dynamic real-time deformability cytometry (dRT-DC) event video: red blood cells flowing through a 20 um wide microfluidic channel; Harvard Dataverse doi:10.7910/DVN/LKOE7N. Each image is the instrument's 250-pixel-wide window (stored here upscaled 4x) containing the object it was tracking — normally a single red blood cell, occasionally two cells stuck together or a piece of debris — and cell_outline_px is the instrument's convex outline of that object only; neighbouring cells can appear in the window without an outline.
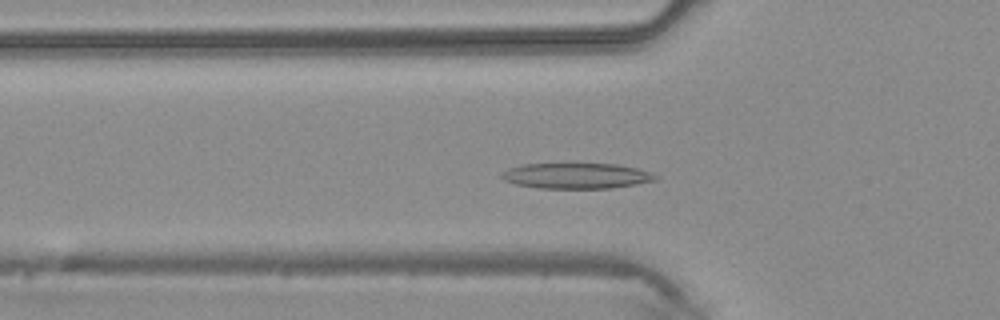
{"species": "common noctule bat (a hibernating species)", "species_latin": "Nyctalus noctula", "temperature_condition": "warm", "stored_images_in_passage": 41, "camera_frame_rate_fps": 3000, "um_per_image_px": 0.085, "animal": {"sex": "male", "body_mass_g": 20.4}, "frame": {"image": 1, "passage_image": 13, "time_ms": 4.0, "image_size_px": [1000, 320], "cell_outline_px": [[660, 176], [656, 180], [636, 184], [612, 188], [536, 188], [516, 184], [504, 180], [500, 176], [500, 172], [508, 168], [520, 164], [616, 164], [636, 168], [652, 172]], "centroid_in_image_um": [48.98, 14.94], "position_along_channel_um": 76.8, "area_um2": 23.06}}
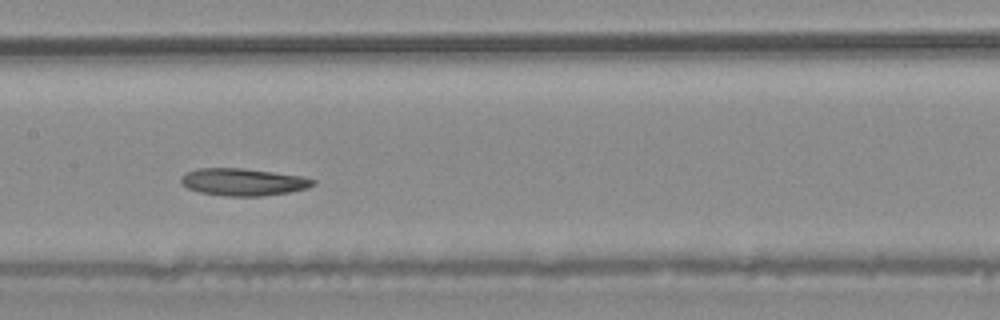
{"frame": {"image": 2, "passage_image": 20, "time_ms": 6.333, "image_size_px": [1000, 320], "cell_outline_px": [[316, 184], [308, 188], [288, 192], [260, 196], [224, 196], [200, 192], [188, 188], [180, 184], [180, 176], [184, 172], [196, 168], [244, 168], [304, 176], [316, 180]], "centroid_in_image_um": [20.64, 15.46], "position_along_channel_um": 186.8, "area_um2": 21.27}}
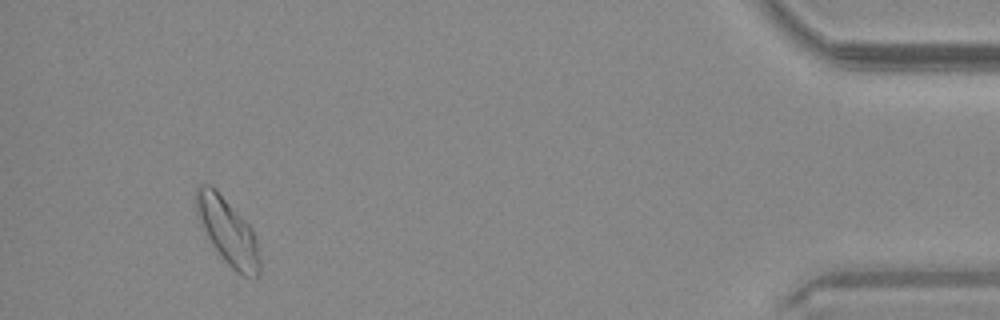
{"frame": {"image": 3, "passage_image": 39, "time_ms": 12.667, "image_size_px": [1000, 320], "cell_outline_px": [[260, 276], [256, 280], [244, 276], [236, 272], [224, 260], [212, 244], [200, 224], [196, 216], [196, 188], [200, 184], [212, 184], [216, 188], [252, 228], [256, 236], [260, 260]], "centroid_in_image_um": [19.38, 19.68], "position_along_channel_um": 415.8, "area_um2": 24.85}}